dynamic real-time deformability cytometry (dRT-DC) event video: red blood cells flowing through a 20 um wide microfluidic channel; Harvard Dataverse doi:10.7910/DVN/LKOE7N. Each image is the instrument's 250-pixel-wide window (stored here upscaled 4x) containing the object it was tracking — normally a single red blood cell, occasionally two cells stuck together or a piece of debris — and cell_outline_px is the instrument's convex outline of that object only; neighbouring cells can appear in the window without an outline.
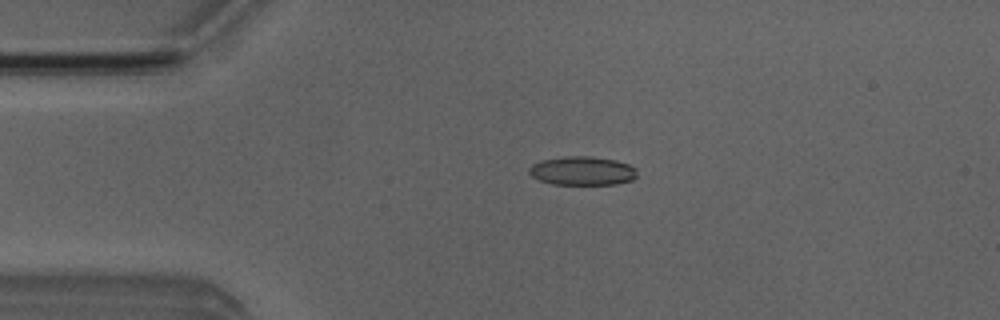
{"species": "Egyptian fruit bat (a non-hibernating species)", "species_latin": "Rousettus aegyptiacus", "temperature_condition": "room temperature", "stored_images_in_passage": 2, "camera_frame_rate_fps": 3000, "um_per_image_px": 0.085, "animal": {"sex": "male"}, "frame": {"image": 1, "passage_image": 1, "time_ms": 0.0, "image_size_px": [1000, 320], "cell_outline_px": [[636, 176], [632, 180], [616, 184], [552, 184], [540, 180], [532, 176], [528, 172], [528, 168], [532, 164], [540, 160], [568, 156], [592, 156], [616, 160], [628, 164], [636, 168]], "centroid_in_image_um": [49.49, 14.51], "position_along_channel_um": 35.5, "area_um2": 18.15}}